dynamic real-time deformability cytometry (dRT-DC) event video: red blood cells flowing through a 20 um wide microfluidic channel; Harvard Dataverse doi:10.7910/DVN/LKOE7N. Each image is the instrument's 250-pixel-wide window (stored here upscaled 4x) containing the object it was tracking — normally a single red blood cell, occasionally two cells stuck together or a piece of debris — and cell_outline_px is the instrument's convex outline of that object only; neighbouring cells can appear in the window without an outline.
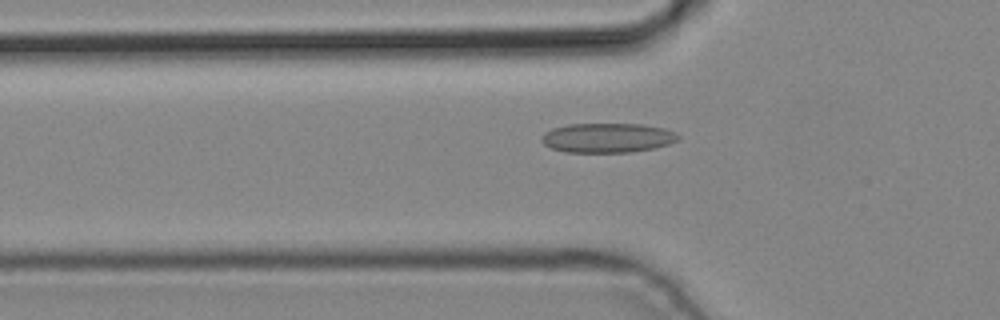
{"species": "common noctule bat (a hibernating species)", "species_latin": "Nyctalus noctula", "temperature_condition": "cold", "stored_images_in_passage": 5, "camera_frame_rate_fps": 3000, "um_per_image_px": 0.085, "animal": {"sex": "male", "body_mass_g": 19.2, "forearm_length_mm": 51.8}, "frame": {"image": 1, "passage_image": 5, "time_ms": 1.333, "image_size_px": [1000, 320], "cell_outline_px": [[680, 140], [668, 144], [652, 148], [632, 152], [564, 152], [552, 148], [544, 144], [540, 140], [540, 136], [544, 132], [552, 128], [568, 124], [640, 124], [664, 128], [676, 132], [680, 136]], "centroid_in_image_um": [51.62, 11.71], "position_along_channel_um": 74.2, "area_um2": 23.64}}